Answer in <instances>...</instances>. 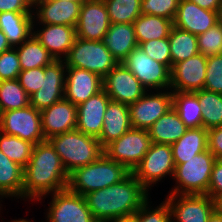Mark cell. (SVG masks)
<instances>
[{
	"label": "cell",
	"instance_id": "6da1fadb",
	"mask_svg": "<svg viewBox=\"0 0 222 222\" xmlns=\"http://www.w3.org/2000/svg\"><path fill=\"white\" fill-rule=\"evenodd\" d=\"M148 191L130 172L123 180L84 195L97 222L134 215L148 200Z\"/></svg>",
	"mask_w": 222,
	"mask_h": 222
},
{
	"label": "cell",
	"instance_id": "60d3db41",
	"mask_svg": "<svg viewBox=\"0 0 222 222\" xmlns=\"http://www.w3.org/2000/svg\"><path fill=\"white\" fill-rule=\"evenodd\" d=\"M203 89L222 94V54L207 57Z\"/></svg>",
	"mask_w": 222,
	"mask_h": 222
},
{
	"label": "cell",
	"instance_id": "7dc6e473",
	"mask_svg": "<svg viewBox=\"0 0 222 222\" xmlns=\"http://www.w3.org/2000/svg\"><path fill=\"white\" fill-rule=\"evenodd\" d=\"M33 0H0V12L32 13Z\"/></svg>",
	"mask_w": 222,
	"mask_h": 222
},
{
	"label": "cell",
	"instance_id": "9a60e30c",
	"mask_svg": "<svg viewBox=\"0 0 222 222\" xmlns=\"http://www.w3.org/2000/svg\"><path fill=\"white\" fill-rule=\"evenodd\" d=\"M207 57L202 53L176 63L171 70L172 92H195L204 88Z\"/></svg>",
	"mask_w": 222,
	"mask_h": 222
},
{
	"label": "cell",
	"instance_id": "30bf717a",
	"mask_svg": "<svg viewBox=\"0 0 222 222\" xmlns=\"http://www.w3.org/2000/svg\"><path fill=\"white\" fill-rule=\"evenodd\" d=\"M175 163L171 145L151 143L149 150L133 170L135 178L148 190L166 175L173 177Z\"/></svg>",
	"mask_w": 222,
	"mask_h": 222
},
{
	"label": "cell",
	"instance_id": "4dcf8cb0",
	"mask_svg": "<svg viewBox=\"0 0 222 222\" xmlns=\"http://www.w3.org/2000/svg\"><path fill=\"white\" fill-rule=\"evenodd\" d=\"M172 107L188 129L202 127V107L194 92H172Z\"/></svg>",
	"mask_w": 222,
	"mask_h": 222
},
{
	"label": "cell",
	"instance_id": "11a10c76",
	"mask_svg": "<svg viewBox=\"0 0 222 222\" xmlns=\"http://www.w3.org/2000/svg\"><path fill=\"white\" fill-rule=\"evenodd\" d=\"M60 1H62V0H60ZM64 1H73V2H81V3H83V2H85L86 0H64Z\"/></svg>",
	"mask_w": 222,
	"mask_h": 222
},
{
	"label": "cell",
	"instance_id": "d590c367",
	"mask_svg": "<svg viewBox=\"0 0 222 222\" xmlns=\"http://www.w3.org/2000/svg\"><path fill=\"white\" fill-rule=\"evenodd\" d=\"M34 144L0 131V151L14 163L25 168L30 161Z\"/></svg>",
	"mask_w": 222,
	"mask_h": 222
},
{
	"label": "cell",
	"instance_id": "5b68a950",
	"mask_svg": "<svg viewBox=\"0 0 222 222\" xmlns=\"http://www.w3.org/2000/svg\"><path fill=\"white\" fill-rule=\"evenodd\" d=\"M217 159L206 150L175 166L176 186L170 194L207 195L213 165Z\"/></svg>",
	"mask_w": 222,
	"mask_h": 222
},
{
	"label": "cell",
	"instance_id": "74e56055",
	"mask_svg": "<svg viewBox=\"0 0 222 222\" xmlns=\"http://www.w3.org/2000/svg\"><path fill=\"white\" fill-rule=\"evenodd\" d=\"M199 52L209 57L222 54V25L218 22L206 32L197 35Z\"/></svg>",
	"mask_w": 222,
	"mask_h": 222
},
{
	"label": "cell",
	"instance_id": "7bdbcfd3",
	"mask_svg": "<svg viewBox=\"0 0 222 222\" xmlns=\"http://www.w3.org/2000/svg\"><path fill=\"white\" fill-rule=\"evenodd\" d=\"M148 206L149 202L147 200L134 214L138 222H169L171 220V210L166 200L155 209H151V207Z\"/></svg>",
	"mask_w": 222,
	"mask_h": 222
},
{
	"label": "cell",
	"instance_id": "8992f818",
	"mask_svg": "<svg viewBox=\"0 0 222 222\" xmlns=\"http://www.w3.org/2000/svg\"><path fill=\"white\" fill-rule=\"evenodd\" d=\"M63 61L66 67L85 69L98 74L102 79L118 64L101 41L78 37Z\"/></svg>",
	"mask_w": 222,
	"mask_h": 222
},
{
	"label": "cell",
	"instance_id": "83f0119b",
	"mask_svg": "<svg viewBox=\"0 0 222 222\" xmlns=\"http://www.w3.org/2000/svg\"><path fill=\"white\" fill-rule=\"evenodd\" d=\"M187 129L178 113L171 107L148 132L152 143L172 145L185 134Z\"/></svg>",
	"mask_w": 222,
	"mask_h": 222
},
{
	"label": "cell",
	"instance_id": "8fae6325",
	"mask_svg": "<svg viewBox=\"0 0 222 222\" xmlns=\"http://www.w3.org/2000/svg\"><path fill=\"white\" fill-rule=\"evenodd\" d=\"M102 84L103 90L112 101L128 106L147 92V89L123 63H118L103 78Z\"/></svg>",
	"mask_w": 222,
	"mask_h": 222
},
{
	"label": "cell",
	"instance_id": "9f6ffc18",
	"mask_svg": "<svg viewBox=\"0 0 222 222\" xmlns=\"http://www.w3.org/2000/svg\"><path fill=\"white\" fill-rule=\"evenodd\" d=\"M18 222H32V221L26 219H19Z\"/></svg>",
	"mask_w": 222,
	"mask_h": 222
},
{
	"label": "cell",
	"instance_id": "e0dca14e",
	"mask_svg": "<svg viewBox=\"0 0 222 222\" xmlns=\"http://www.w3.org/2000/svg\"><path fill=\"white\" fill-rule=\"evenodd\" d=\"M66 66L62 60H55L44 67L41 88L30 96V105L41 111L64 99Z\"/></svg>",
	"mask_w": 222,
	"mask_h": 222
},
{
	"label": "cell",
	"instance_id": "c3c4849f",
	"mask_svg": "<svg viewBox=\"0 0 222 222\" xmlns=\"http://www.w3.org/2000/svg\"><path fill=\"white\" fill-rule=\"evenodd\" d=\"M203 9L218 11L222 6V0H189Z\"/></svg>",
	"mask_w": 222,
	"mask_h": 222
},
{
	"label": "cell",
	"instance_id": "f6af8a7d",
	"mask_svg": "<svg viewBox=\"0 0 222 222\" xmlns=\"http://www.w3.org/2000/svg\"><path fill=\"white\" fill-rule=\"evenodd\" d=\"M222 194V159H217L213 165L207 195L214 199Z\"/></svg>",
	"mask_w": 222,
	"mask_h": 222
},
{
	"label": "cell",
	"instance_id": "ee69618b",
	"mask_svg": "<svg viewBox=\"0 0 222 222\" xmlns=\"http://www.w3.org/2000/svg\"><path fill=\"white\" fill-rule=\"evenodd\" d=\"M43 77L44 67H37L33 69L22 70L19 73L18 80L26 93L31 96L41 88Z\"/></svg>",
	"mask_w": 222,
	"mask_h": 222
},
{
	"label": "cell",
	"instance_id": "e575fe53",
	"mask_svg": "<svg viewBox=\"0 0 222 222\" xmlns=\"http://www.w3.org/2000/svg\"><path fill=\"white\" fill-rule=\"evenodd\" d=\"M30 105V96L18 79L0 81V113Z\"/></svg>",
	"mask_w": 222,
	"mask_h": 222
},
{
	"label": "cell",
	"instance_id": "d4e9b609",
	"mask_svg": "<svg viewBox=\"0 0 222 222\" xmlns=\"http://www.w3.org/2000/svg\"><path fill=\"white\" fill-rule=\"evenodd\" d=\"M101 42L108 48L113 57L122 63L138 43L132 23L111 24Z\"/></svg>",
	"mask_w": 222,
	"mask_h": 222
},
{
	"label": "cell",
	"instance_id": "f5cc1de1",
	"mask_svg": "<svg viewBox=\"0 0 222 222\" xmlns=\"http://www.w3.org/2000/svg\"><path fill=\"white\" fill-rule=\"evenodd\" d=\"M207 222H222V214L214 210Z\"/></svg>",
	"mask_w": 222,
	"mask_h": 222
},
{
	"label": "cell",
	"instance_id": "db71d44e",
	"mask_svg": "<svg viewBox=\"0 0 222 222\" xmlns=\"http://www.w3.org/2000/svg\"><path fill=\"white\" fill-rule=\"evenodd\" d=\"M218 22L222 25V6L218 10Z\"/></svg>",
	"mask_w": 222,
	"mask_h": 222
},
{
	"label": "cell",
	"instance_id": "603a6c76",
	"mask_svg": "<svg viewBox=\"0 0 222 222\" xmlns=\"http://www.w3.org/2000/svg\"><path fill=\"white\" fill-rule=\"evenodd\" d=\"M33 35L55 60L65 58L77 38L75 27L55 24H43Z\"/></svg>",
	"mask_w": 222,
	"mask_h": 222
},
{
	"label": "cell",
	"instance_id": "f546056e",
	"mask_svg": "<svg viewBox=\"0 0 222 222\" xmlns=\"http://www.w3.org/2000/svg\"><path fill=\"white\" fill-rule=\"evenodd\" d=\"M133 25L137 43L140 44L153 39L169 37L173 21L156 15L141 14Z\"/></svg>",
	"mask_w": 222,
	"mask_h": 222
},
{
	"label": "cell",
	"instance_id": "d6a6232c",
	"mask_svg": "<svg viewBox=\"0 0 222 222\" xmlns=\"http://www.w3.org/2000/svg\"><path fill=\"white\" fill-rule=\"evenodd\" d=\"M172 67L199 52L197 35L173 26L169 34Z\"/></svg>",
	"mask_w": 222,
	"mask_h": 222
},
{
	"label": "cell",
	"instance_id": "f35d334b",
	"mask_svg": "<svg viewBox=\"0 0 222 222\" xmlns=\"http://www.w3.org/2000/svg\"><path fill=\"white\" fill-rule=\"evenodd\" d=\"M138 46L153 60L166 65L172 70L169 37L153 39L138 44Z\"/></svg>",
	"mask_w": 222,
	"mask_h": 222
},
{
	"label": "cell",
	"instance_id": "d6986e66",
	"mask_svg": "<svg viewBox=\"0 0 222 222\" xmlns=\"http://www.w3.org/2000/svg\"><path fill=\"white\" fill-rule=\"evenodd\" d=\"M66 72L64 99L76 106L103 89V79L96 73L75 67H66Z\"/></svg>",
	"mask_w": 222,
	"mask_h": 222
},
{
	"label": "cell",
	"instance_id": "8d00e7d4",
	"mask_svg": "<svg viewBox=\"0 0 222 222\" xmlns=\"http://www.w3.org/2000/svg\"><path fill=\"white\" fill-rule=\"evenodd\" d=\"M111 24L132 23L141 15V0H104Z\"/></svg>",
	"mask_w": 222,
	"mask_h": 222
},
{
	"label": "cell",
	"instance_id": "ab89813d",
	"mask_svg": "<svg viewBox=\"0 0 222 222\" xmlns=\"http://www.w3.org/2000/svg\"><path fill=\"white\" fill-rule=\"evenodd\" d=\"M180 0H141V14L156 15L174 21Z\"/></svg>",
	"mask_w": 222,
	"mask_h": 222
},
{
	"label": "cell",
	"instance_id": "484cf974",
	"mask_svg": "<svg viewBox=\"0 0 222 222\" xmlns=\"http://www.w3.org/2000/svg\"><path fill=\"white\" fill-rule=\"evenodd\" d=\"M33 14L12 11L0 12V30L11 47L21 45L33 34Z\"/></svg>",
	"mask_w": 222,
	"mask_h": 222
},
{
	"label": "cell",
	"instance_id": "7c38bea8",
	"mask_svg": "<svg viewBox=\"0 0 222 222\" xmlns=\"http://www.w3.org/2000/svg\"><path fill=\"white\" fill-rule=\"evenodd\" d=\"M47 211L48 222H97L84 196L68 189L55 192Z\"/></svg>",
	"mask_w": 222,
	"mask_h": 222
},
{
	"label": "cell",
	"instance_id": "f907efd6",
	"mask_svg": "<svg viewBox=\"0 0 222 222\" xmlns=\"http://www.w3.org/2000/svg\"><path fill=\"white\" fill-rule=\"evenodd\" d=\"M213 200L215 211L222 214V194L216 196Z\"/></svg>",
	"mask_w": 222,
	"mask_h": 222
},
{
	"label": "cell",
	"instance_id": "1f68e13d",
	"mask_svg": "<svg viewBox=\"0 0 222 222\" xmlns=\"http://www.w3.org/2000/svg\"><path fill=\"white\" fill-rule=\"evenodd\" d=\"M14 48L19 56L21 70L45 67L55 61L54 57L33 34L21 45Z\"/></svg>",
	"mask_w": 222,
	"mask_h": 222
},
{
	"label": "cell",
	"instance_id": "7a4b0ae2",
	"mask_svg": "<svg viewBox=\"0 0 222 222\" xmlns=\"http://www.w3.org/2000/svg\"><path fill=\"white\" fill-rule=\"evenodd\" d=\"M69 174L60 156L48 140L33 146L30 161L24 168L23 200L42 197L67 189Z\"/></svg>",
	"mask_w": 222,
	"mask_h": 222
},
{
	"label": "cell",
	"instance_id": "ffe728a7",
	"mask_svg": "<svg viewBox=\"0 0 222 222\" xmlns=\"http://www.w3.org/2000/svg\"><path fill=\"white\" fill-rule=\"evenodd\" d=\"M42 132L46 140L76 129L77 106L66 99L40 111Z\"/></svg>",
	"mask_w": 222,
	"mask_h": 222
},
{
	"label": "cell",
	"instance_id": "4fadbf2b",
	"mask_svg": "<svg viewBox=\"0 0 222 222\" xmlns=\"http://www.w3.org/2000/svg\"><path fill=\"white\" fill-rule=\"evenodd\" d=\"M172 107V91L156 94L146 92L129 105L132 128L149 130L150 127Z\"/></svg>",
	"mask_w": 222,
	"mask_h": 222
},
{
	"label": "cell",
	"instance_id": "681fc988",
	"mask_svg": "<svg viewBox=\"0 0 222 222\" xmlns=\"http://www.w3.org/2000/svg\"><path fill=\"white\" fill-rule=\"evenodd\" d=\"M12 47L10 46V44L7 41V38L5 36V34L2 32V30H0V54L2 52H5L9 49H11Z\"/></svg>",
	"mask_w": 222,
	"mask_h": 222
},
{
	"label": "cell",
	"instance_id": "5bb4252c",
	"mask_svg": "<svg viewBox=\"0 0 222 222\" xmlns=\"http://www.w3.org/2000/svg\"><path fill=\"white\" fill-rule=\"evenodd\" d=\"M167 197L173 222H207L215 210L214 200L208 195L169 194Z\"/></svg>",
	"mask_w": 222,
	"mask_h": 222
},
{
	"label": "cell",
	"instance_id": "44dd1931",
	"mask_svg": "<svg viewBox=\"0 0 222 222\" xmlns=\"http://www.w3.org/2000/svg\"><path fill=\"white\" fill-rule=\"evenodd\" d=\"M110 100L102 89L79 104L77 106L76 129L86 135L99 138L103 127L104 114Z\"/></svg>",
	"mask_w": 222,
	"mask_h": 222
},
{
	"label": "cell",
	"instance_id": "7402d4cb",
	"mask_svg": "<svg viewBox=\"0 0 222 222\" xmlns=\"http://www.w3.org/2000/svg\"><path fill=\"white\" fill-rule=\"evenodd\" d=\"M218 23V11L203 9L189 0H180L173 26L195 35Z\"/></svg>",
	"mask_w": 222,
	"mask_h": 222
},
{
	"label": "cell",
	"instance_id": "52a82bcc",
	"mask_svg": "<svg viewBox=\"0 0 222 222\" xmlns=\"http://www.w3.org/2000/svg\"><path fill=\"white\" fill-rule=\"evenodd\" d=\"M151 143L148 130L131 128L119 139L107 144L103 150L109 159L133 172L149 150Z\"/></svg>",
	"mask_w": 222,
	"mask_h": 222
},
{
	"label": "cell",
	"instance_id": "9c48e42d",
	"mask_svg": "<svg viewBox=\"0 0 222 222\" xmlns=\"http://www.w3.org/2000/svg\"><path fill=\"white\" fill-rule=\"evenodd\" d=\"M149 91L170 90L171 70L150 58L139 46L134 48L122 62ZM164 88V89H163Z\"/></svg>",
	"mask_w": 222,
	"mask_h": 222
},
{
	"label": "cell",
	"instance_id": "4316f807",
	"mask_svg": "<svg viewBox=\"0 0 222 222\" xmlns=\"http://www.w3.org/2000/svg\"><path fill=\"white\" fill-rule=\"evenodd\" d=\"M175 166L208 150V130L199 127L187 129L185 134L171 145Z\"/></svg>",
	"mask_w": 222,
	"mask_h": 222
},
{
	"label": "cell",
	"instance_id": "f1b7e54d",
	"mask_svg": "<svg viewBox=\"0 0 222 222\" xmlns=\"http://www.w3.org/2000/svg\"><path fill=\"white\" fill-rule=\"evenodd\" d=\"M24 168L0 151V198H23Z\"/></svg>",
	"mask_w": 222,
	"mask_h": 222
},
{
	"label": "cell",
	"instance_id": "bcb514c9",
	"mask_svg": "<svg viewBox=\"0 0 222 222\" xmlns=\"http://www.w3.org/2000/svg\"><path fill=\"white\" fill-rule=\"evenodd\" d=\"M208 150L216 159H222V125L208 129Z\"/></svg>",
	"mask_w": 222,
	"mask_h": 222
},
{
	"label": "cell",
	"instance_id": "ba28073f",
	"mask_svg": "<svg viewBox=\"0 0 222 222\" xmlns=\"http://www.w3.org/2000/svg\"><path fill=\"white\" fill-rule=\"evenodd\" d=\"M0 131L34 145L46 141L42 132L41 113L32 105L1 112Z\"/></svg>",
	"mask_w": 222,
	"mask_h": 222
},
{
	"label": "cell",
	"instance_id": "3957f363",
	"mask_svg": "<svg viewBox=\"0 0 222 222\" xmlns=\"http://www.w3.org/2000/svg\"><path fill=\"white\" fill-rule=\"evenodd\" d=\"M129 173L123 165L103 154L93 163L78 167L69 173L67 189L84 196L120 182Z\"/></svg>",
	"mask_w": 222,
	"mask_h": 222
},
{
	"label": "cell",
	"instance_id": "b9f144b4",
	"mask_svg": "<svg viewBox=\"0 0 222 222\" xmlns=\"http://www.w3.org/2000/svg\"><path fill=\"white\" fill-rule=\"evenodd\" d=\"M19 56L15 48L0 54V81L18 79L21 72Z\"/></svg>",
	"mask_w": 222,
	"mask_h": 222
},
{
	"label": "cell",
	"instance_id": "2e32d148",
	"mask_svg": "<svg viewBox=\"0 0 222 222\" xmlns=\"http://www.w3.org/2000/svg\"><path fill=\"white\" fill-rule=\"evenodd\" d=\"M110 25L104 0H86L82 3L75 27L78 38L101 41Z\"/></svg>",
	"mask_w": 222,
	"mask_h": 222
},
{
	"label": "cell",
	"instance_id": "cb8c5ba5",
	"mask_svg": "<svg viewBox=\"0 0 222 222\" xmlns=\"http://www.w3.org/2000/svg\"><path fill=\"white\" fill-rule=\"evenodd\" d=\"M129 106L110 100L104 114V122L98 138L104 148L115 139H119L131 129Z\"/></svg>",
	"mask_w": 222,
	"mask_h": 222
},
{
	"label": "cell",
	"instance_id": "816d5d0a",
	"mask_svg": "<svg viewBox=\"0 0 222 222\" xmlns=\"http://www.w3.org/2000/svg\"><path fill=\"white\" fill-rule=\"evenodd\" d=\"M110 222H138V219L135 215L132 216H126L122 218H117L115 220H112Z\"/></svg>",
	"mask_w": 222,
	"mask_h": 222
},
{
	"label": "cell",
	"instance_id": "277c9868",
	"mask_svg": "<svg viewBox=\"0 0 222 222\" xmlns=\"http://www.w3.org/2000/svg\"><path fill=\"white\" fill-rule=\"evenodd\" d=\"M48 141L60 156L68 174L78 167L93 163L104 154V148L98 138L77 129L53 136Z\"/></svg>",
	"mask_w": 222,
	"mask_h": 222
},
{
	"label": "cell",
	"instance_id": "ac0fdd59",
	"mask_svg": "<svg viewBox=\"0 0 222 222\" xmlns=\"http://www.w3.org/2000/svg\"><path fill=\"white\" fill-rule=\"evenodd\" d=\"M36 7H35V6ZM81 2L73 1H60V0H33L34 11L33 16V31L35 20L42 24H55V25H69L76 27ZM37 14V15H36ZM36 17V18H35Z\"/></svg>",
	"mask_w": 222,
	"mask_h": 222
},
{
	"label": "cell",
	"instance_id": "836d02e7",
	"mask_svg": "<svg viewBox=\"0 0 222 222\" xmlns=\"http://www.w3.org/2000/svg\"><path fill=\"white\" fill-rule=\"evenodd\" d=\"M202 107V127L211 129L222 125V94L205 89L194 92Z\"/></svg>",
	"mask_w": 222,
	"mask_h": 222
}]
</instances>
